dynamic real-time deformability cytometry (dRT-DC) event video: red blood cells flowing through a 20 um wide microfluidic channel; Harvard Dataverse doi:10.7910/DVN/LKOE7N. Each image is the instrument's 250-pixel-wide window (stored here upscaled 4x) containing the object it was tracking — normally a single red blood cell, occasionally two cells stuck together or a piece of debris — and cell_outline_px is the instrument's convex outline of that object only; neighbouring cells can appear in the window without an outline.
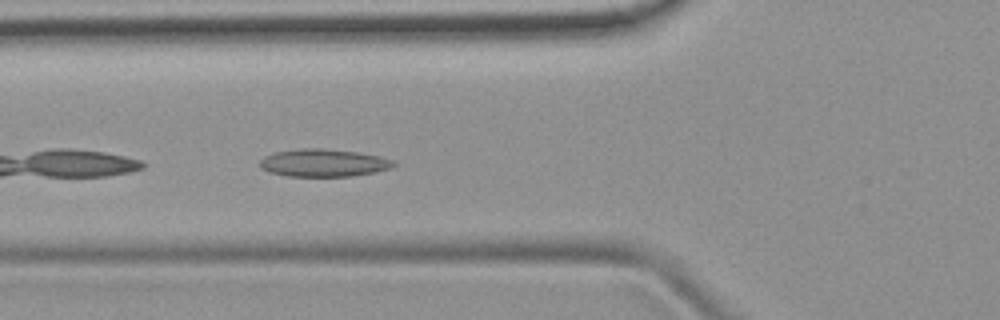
{"species": "common noctule bat (a hibernating species)", "species_latin": "Nyctalus noctula", "temperature_condition": "room temperature", "stored_images_in_passage": 6, "camera_frame_rate_fps": 3000, "um_per_image_px": 0.085, "animal": {"sex": "female", "body_mass_g": 19.9}, "frame": {"image": 1, "passage_image": 6, "time_ms": 6.0, "image_size_px": [1000, 320], "cell_outline_px": [[396, 164], [392, 168], [376, 172], [352, 176], [288, 176], [268, 172], [260, 168], [260, 160], [264, 156], [276, 152], [304, 148], [324, 148], [356, 152], [380, 156], [396, 160]], "centroid_in_image_um": [27.53, 13.84], "position_along_channel_um": 98.3, "area_um2": 21.68}}